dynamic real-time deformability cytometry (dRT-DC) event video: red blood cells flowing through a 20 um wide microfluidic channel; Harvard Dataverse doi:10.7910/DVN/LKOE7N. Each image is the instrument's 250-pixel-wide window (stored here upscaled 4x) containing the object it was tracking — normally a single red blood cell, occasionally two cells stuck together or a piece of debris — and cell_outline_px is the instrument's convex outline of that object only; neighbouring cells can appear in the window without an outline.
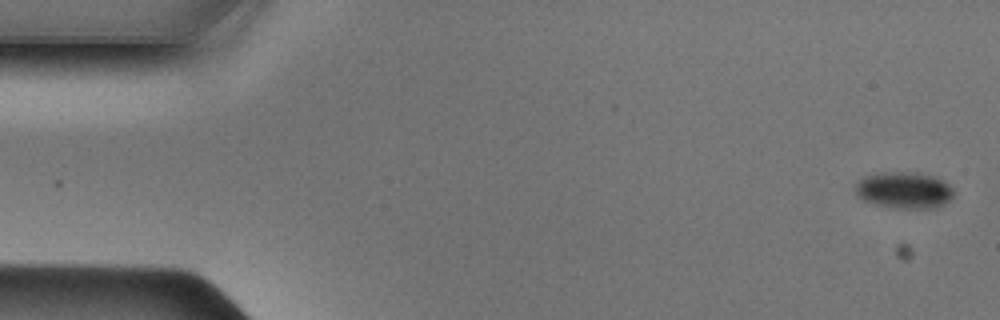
{"species": "Egyptian fruit bat (a non-hibernating species)", "species_latin": "Rousettus aegyptiacus", "temperature_condition": "cold", "stored_images_in_passage": 48, "camera_frame_rate_fps": 3000, "um_per_image_px": 0.085, "animal": {"sex": "male"}, "frame": {"image": 1, "passage_image": 1, "time_ms": 0.0, "image_size_px": [1000, 320], "cell_outline_px": [[952, 196], [944, 204], [928, 208], [900, 208], [876, 204], [864, 200], [856, 192], [856, 184], [864, 176], [884, 172], [916, 172], [936, 176], [944, 180], [952, 188]], "centroid_in_image_um": [76.87, 16.14], "position_along_channel_um": 8.1, "area_um2": 20.63}}
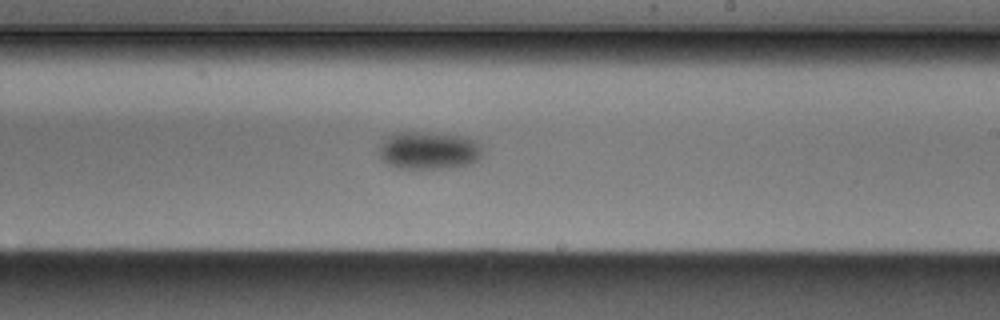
{"frame": {"image": 2, "passage_image": 28, "time_ms": 9.0, "image_size_px": [1000, 320], "cell_outline_px": [[480, 156], [472, 164], [456, 168], [396, 168], [380, 160], [380, 144], [384, 140], [396, 132], [432, 132], [464, 136], [476, 140], [480, 144]], "centroid_in_image_um": [36.45, 12.79], "position_along_channel_um": 252.5, "area_um2": 22.95}}
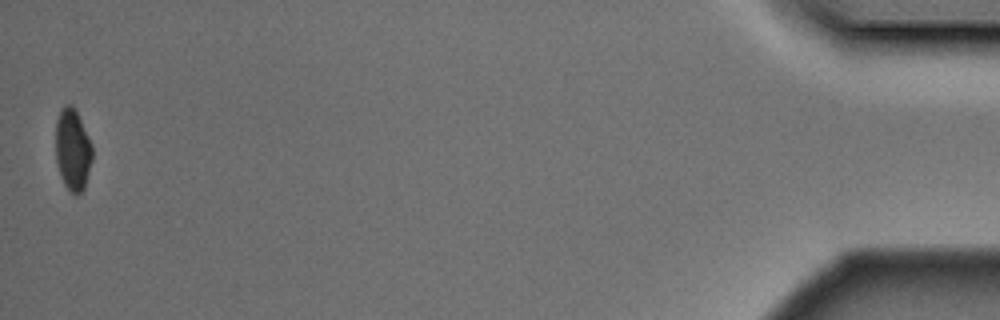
{"frame": {"image": 3, "passage_image": 48, "time_ms": 15.667, "image_size_px": [1000, 320], "cell_outline_px": [[92, 160], [84, 188], [76, 196], [68, 192], [60, 176], [56, 160], [56, 120], [60, 112], [68, 104], [72, 104], [92, 144]], "centroid_in_image_um": [6.17, 12.79], "position_along_channel_um": 429.0, "area_um2": 17.34}}